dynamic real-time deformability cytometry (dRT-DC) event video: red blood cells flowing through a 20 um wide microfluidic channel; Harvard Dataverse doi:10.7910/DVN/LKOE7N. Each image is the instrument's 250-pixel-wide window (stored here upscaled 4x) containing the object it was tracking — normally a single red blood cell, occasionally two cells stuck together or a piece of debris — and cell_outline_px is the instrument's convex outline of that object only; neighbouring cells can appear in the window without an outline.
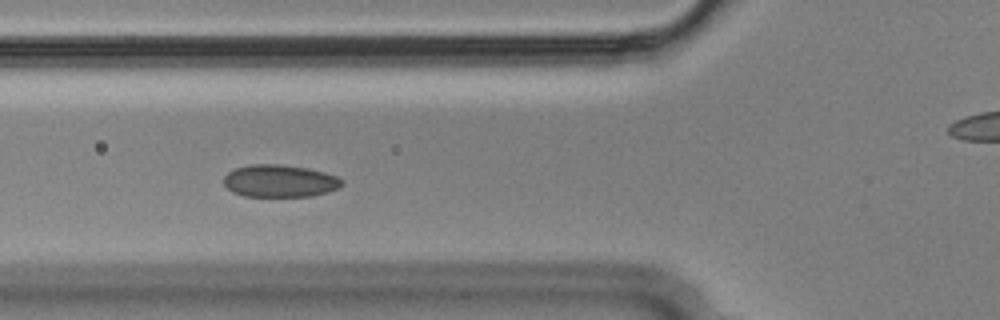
{"species": "Egyptian fruit bat (a non-hibernating species)", "species_latin": "Rousettus aegyptiacus", "temperature_condition": "cold", "stored_images_in_passage": 49, "camera_frame_rate_fps": 3000, "um_per_image_px": 0.085, "animal": {"sex": "male"}, "frame": {"image": 1, "passage_image": 12, "time_ms": 3.667, "image_size_px": [1000, 320], "cell_outline_px": [[344, 184], [340, 188], [328, 192], [312, 196], [244, 196], [232, 192], [224, 184], [224, 176], [228, 172], [236, 168], [252, 164], [280, 164], [308, 168], [324, 172], [336, 176], [344, 180]], "centroid_in_image_um": [23.81, 15.38], "position_along_channel_um": 102.0, "area_um2": 22.43}}
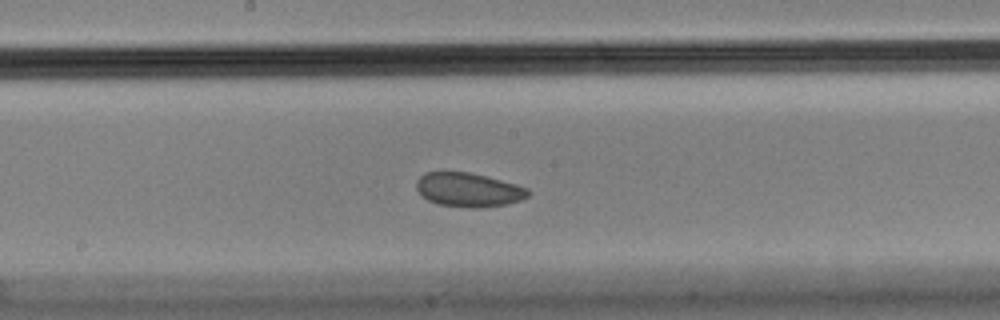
{"frame": {"image": 2, "passage_image": 21, "time_ms": 6.667, "image_size_px": [1000, 320], "cell_outline_px": [[532, 192], [528, 196], [520, 200], [504, 204], [484, 208], [468, 208], [436, 204], [428, 200], [416, 188], [416, 180], [424, 172], [468, 172], [516, 184], [528, 188]], "centroid_in_image_um": [39.82, 16.14], "position_along_channel_um": 208.4, "area_um2": 22.14}}
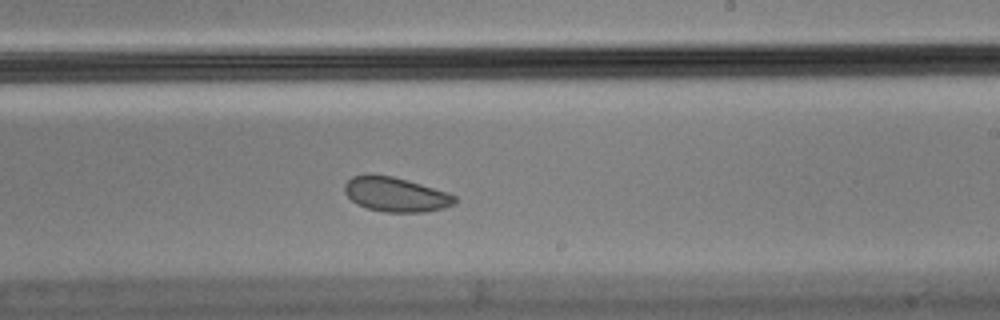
{"frame": {"image": 3, "passage_image": 25, "time_ms": 8.0, "image_size_px": [1000, 320], "cell_outline_px": [[456, 204], [444, 208], [424, 212], [384, 212], [368, 208], [356, 204], [344, 192], [344, 184], [352, 176], [392, 176], [408, 180], [448, 192], [456, 196]], "centroid_in_image_um": [33.67, 16.55], "position_along_channel_um": 255.3, "area_um2": 21.96}, "authors_computed_cell_mechanics": {"area_um2": 23.0622, "velocity_mm_per_s": 3.5453, "shape_relaxation_time_tau1_ms": null, "shape_relaxation_time_tau2_ms": 2.4913, "deformation_change_tau1": null, "deformation_change_tau2": 0.0565}}